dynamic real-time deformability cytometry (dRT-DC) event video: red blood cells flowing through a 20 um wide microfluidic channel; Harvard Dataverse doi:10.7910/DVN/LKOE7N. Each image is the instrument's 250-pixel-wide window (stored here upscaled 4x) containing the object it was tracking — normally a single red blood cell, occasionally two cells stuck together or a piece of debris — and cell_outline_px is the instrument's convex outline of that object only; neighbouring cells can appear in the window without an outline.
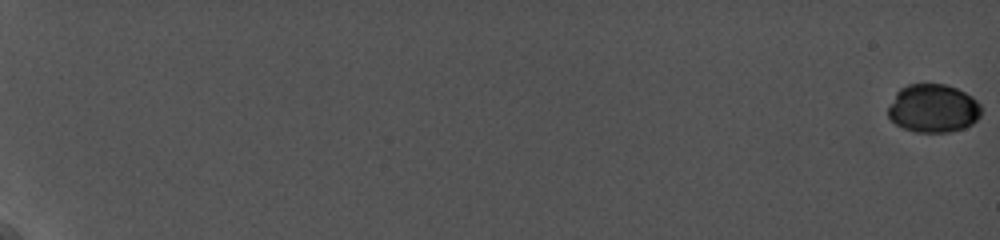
{"species": "common noctule bat (a hibernating species)", "species_latin": "Nyctalus noctula", "temperature_condition": "cold", "stored_images_in_passage": 29, "camera_frame_rate_fps": 5000, "um_per_image_px": 0.085, "animal": {"sex": "female", "body_mass_g": 19.0, "forearm_length_mm": 56.7}, "frame": {"image": 1, "passage_image": 1, "time_ms": 0.0, "image_size_px": [1000, 240], "cell_outline_px": [[980, 116], [972, 124], [964, 128], [948, 132], [916, 132], [904, 128], [896, 124], [888, 116], [888, 108], [896, 92], [900, 88], [908, 84], [944, 84], [956, 88], [972, 96], [980, 104]], "centroid_in_image_um": [79.32, 9.21], "position_along_channel_um": 5.7, "area_um2": 26.18}}
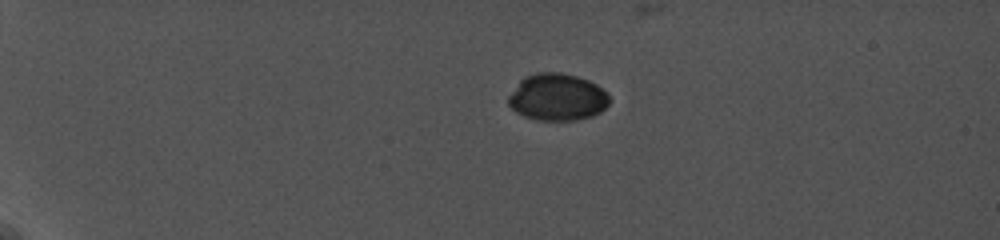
{"frame": {"image": 2, "passage_image": 17, "time_ms": 5.6, "image_size_px": [1000, 240], "cell_outline_px": [[612, 100], [600, 112], [592, 116], [576, 120], [536, 120], [524, 116], [516, 112], [508, 104], [508, 96], [520, 80], [524, 76], [536, 72], [560, 72], [576, 76], [588, 80], [596, 84]], "centroid_in_image_um": [47.35, 8.25], "position_along_channel_um": 37.7, "area_um2": 27.69}}
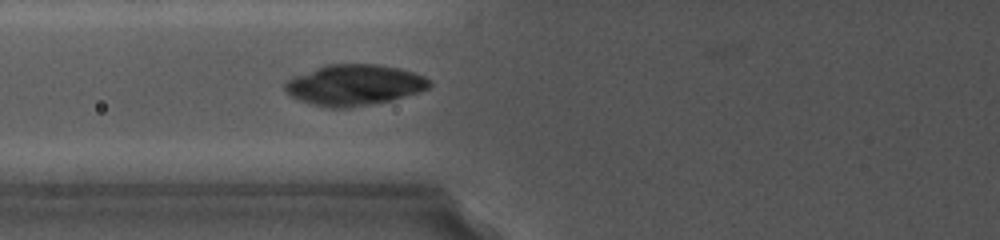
{"frame": {"image": 3, "passage_image": 26, "time_ms": 9.6, "image_size_px": [1000, 240], "cell_outline_px": [[432, 84], [428, 88], [420, 92], [392, 100], [348, 108], [328, 108], [312, 104], [300, 100], [284, 92], [284, 84], [292, 76], [324, 64], [376, 64], [400, 68], [424, 76], [432, 80]], "centroid_in_image_um": [30.1, 7.22], "position_along_channel_um": 95.7, "area_um2": 34.68}}